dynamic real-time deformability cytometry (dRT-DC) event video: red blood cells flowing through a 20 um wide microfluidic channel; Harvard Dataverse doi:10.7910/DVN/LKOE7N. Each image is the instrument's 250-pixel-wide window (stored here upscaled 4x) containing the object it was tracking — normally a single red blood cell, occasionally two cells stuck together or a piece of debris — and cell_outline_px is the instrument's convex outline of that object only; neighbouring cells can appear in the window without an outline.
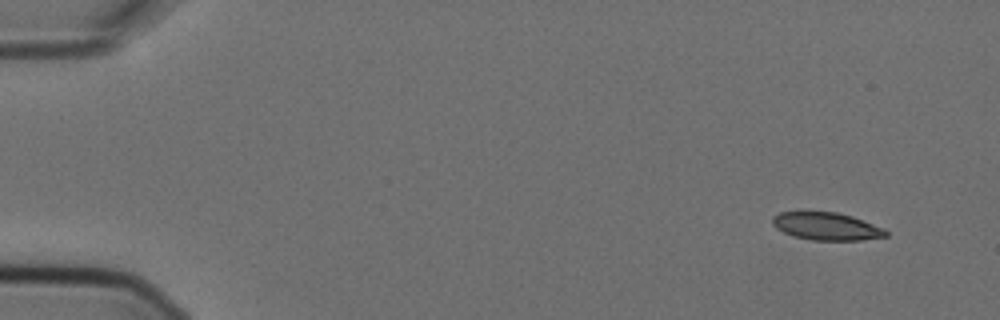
{"species": "Egyptian fruit bat (a non-hibernating species)", "species_latin": "Rousettus aegyptiacus", "temperature_condition": "cold", "stored_images_in_passage": 5, "camera_frame_rate_fps": 3000, "um_per_image_px": 0.085, "animal": {"sex": "female"}, "frame": {"image": 1, "passage_image": 2, "time_ms": 0.333, "image_size_px": [1000, 320], "cell_outline_px": [[888, 236], [860, 240], [812, 240], [792, 236], [776, 228], [772, 224], [772, 216], [780, 212], [804, 208], [836, 212], [852, 216], [884, 228], [888, 232]], "centroid_in_image_um": [70.17, 19.18], "position_along_channel_um": 14.8, "area_um2": 19.07}}
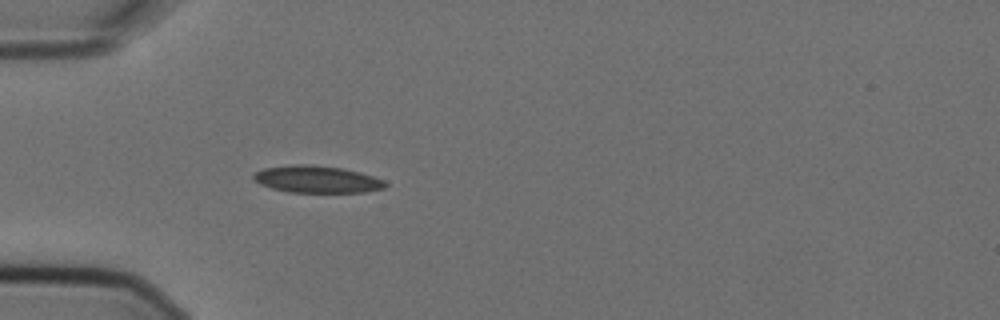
{"frame": {"image": 2, "passage_image": 5, "time_ms": 1.333, "image_size_px": [1000, 320], "cell_outline_px": [[388, 184], [384, 188], [364, 192], [288, 192], [272, 188], [260, 184], [252, 180], [252, 176], [256, 172], [264, 168], [292, 164], [308, 164], [344, 168], [360, 172], [384, 180]], "centroid_in_image_um": [26.92, 15.23], "position_along_channel_um": 58.1, "area_um2": 20.87}}